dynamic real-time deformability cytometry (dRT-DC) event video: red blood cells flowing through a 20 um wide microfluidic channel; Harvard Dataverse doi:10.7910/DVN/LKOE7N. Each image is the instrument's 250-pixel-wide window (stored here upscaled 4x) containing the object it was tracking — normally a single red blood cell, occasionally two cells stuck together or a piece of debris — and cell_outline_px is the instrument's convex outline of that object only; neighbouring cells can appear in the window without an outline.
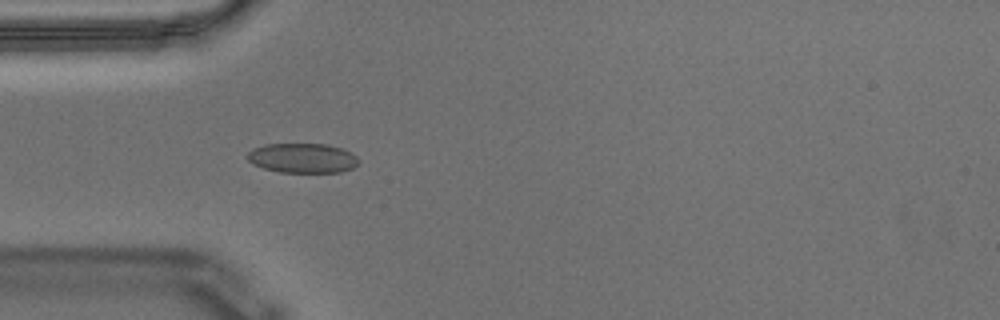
{"species": "Egyptian fruit bat (a non-hibernating species)", "species_latin": "Rousettus aegyptiacus", "temperature_condition": "warm", "stored_images_in_passage": 41, "segment_of_instrument_passage": [1, 2], "camera_frame_rate_fps": 3000, "um_per_image_px": 0.085, "animal": {"sex": "male"}, "frame": {"image": 1, "passage_image": 1, "time_ms": 0.0, "image_size_px": [1000, 320], "cell_outline_px": [[360, 164], [352, 168], [340, 172], [280, 172], [264, 168], [252, 164], [248, 160], [248, 152], [252, 148], [264, 144], [328, 144], [344, 148], [352, 152], [360, 160]], "centroid_in_image_um": [25.75, 13.43], "position_along_channel_um": 59.2, "area_um2": 19.48}}
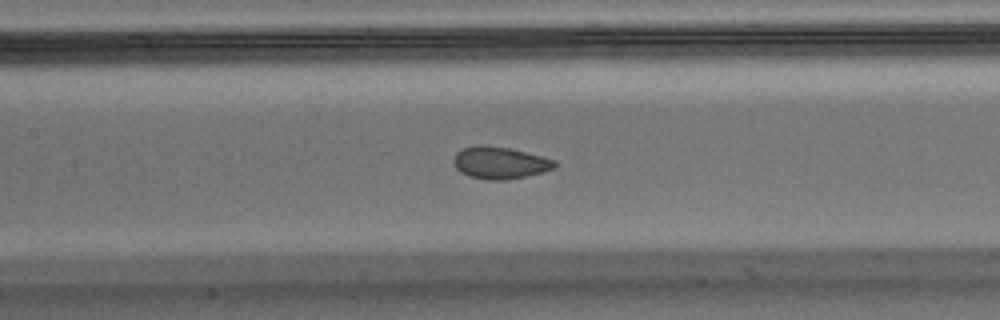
{"frame": {"image": 2, "passage_image": 10, "time_ms": 3.0, "image_size_px": [1000, 320], "cell_outline_px": [[556, 168], [524, 176], [504, 180], [488, 180], [468, 176], [460, 172], [456, 168], [452, 160], [456, 152], [464, 148], [480, 144], [508, 148], [556, 160]], "centroid_in_image_um": [42.44, 13.84], "position_along_channel_um": 165.0, "area_um2": 18.73}}
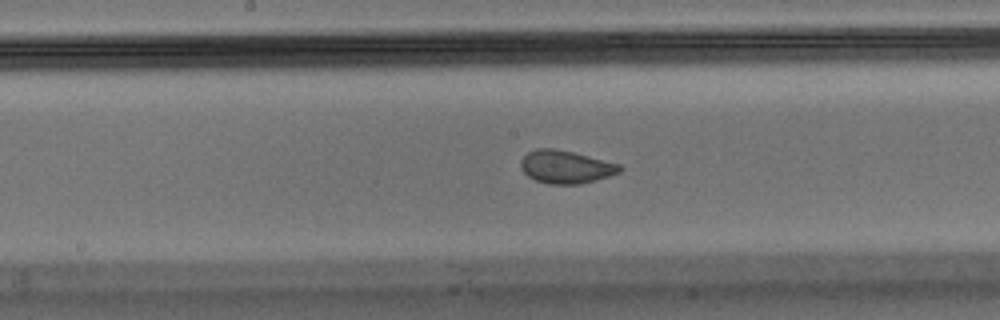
{"frame": {"image": 3, "passage_image": 13, "time_ms": 4.0, "image_size_px": [1000, 320], "cell_outline_px": [[624, 168], [620, 172], [596, 180], [580, 184], [548, 184], [536, 180], [528, 176], [520, 168], [520, 160], [528, 152], [536, 148], [552, 148], [572, 152], [620, 164]], "centroid_in_image_um": [48.08, 14.19], "position_along_channel_um": 200.1, "area_um2": 18.96}}